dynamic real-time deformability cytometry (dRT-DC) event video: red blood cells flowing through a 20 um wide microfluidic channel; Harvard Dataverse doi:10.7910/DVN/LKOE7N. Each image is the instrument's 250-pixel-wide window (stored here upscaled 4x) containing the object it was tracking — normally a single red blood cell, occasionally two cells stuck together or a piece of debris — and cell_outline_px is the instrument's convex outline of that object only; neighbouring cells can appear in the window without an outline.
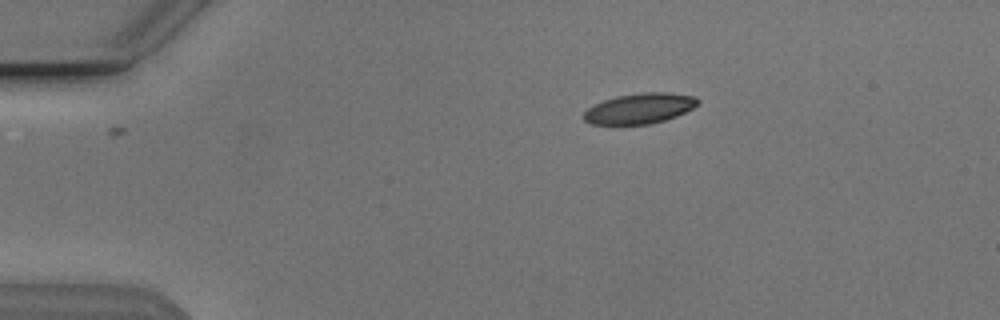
{"species": "Egyptian fruit bat (a non-hibernating species)", "species_latin": "Rousettus aegyptiacus", "temperature_condition": "cold", "stored_images_in_passage": 44, "camera_frame_rate_fps": 3000, "um_per_image_px": 0.085, "animal": {"sex": "male"}, "frame": {"image": 1, "passage_image": 1, "time_ms": 0.0, "image_size_px": [1000, 320], "cell_outline_px": [[700, 104], [676, 116], [664, 120], [648, 124], [592, 124], [584, 120], [584, 112], [588, 108], [604, 100], [616, 96], [644, 92], [664, 92], [696, 96], [700, 100]], "centroid_in_image_um": [54.4, 9.21], "position_along_channel_um": 30.6, "area_um2": 20.06}}
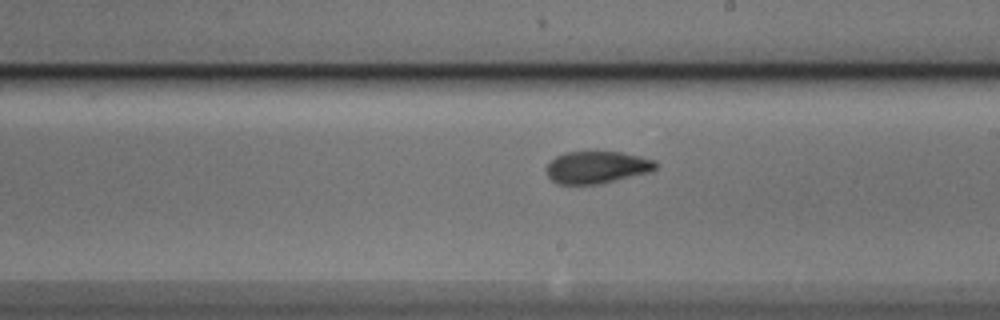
{"frame": {"image": 2, "passage_image": 22, "time_ms": 7.0, "image_size_px": [1000, 320], "cell_outline_px": [[656, 168], [648, 172], [596, 184], [560, 184], [552, 180], [548, 176], [544, 168], [556, 156], [564, 152], [596, 148], [620, 152], [640, 156], [656, 160]], "centroid_in_image_um": [50.68, 14.15], "position_along_channel_um": 238.3, "area_um2": 21.04}}
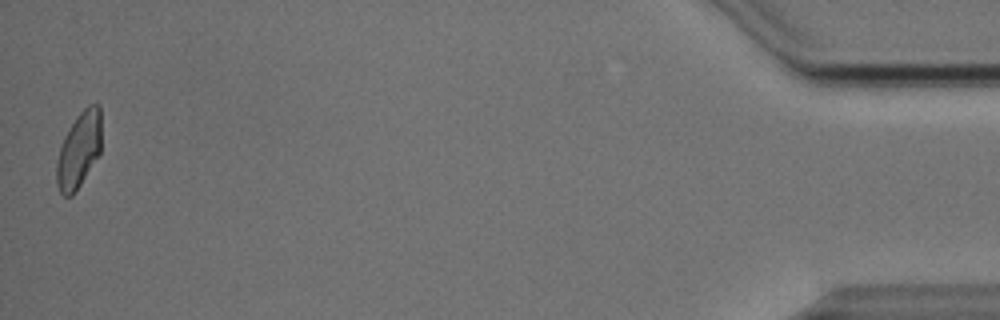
{"frame": {"image": 3, "passage_image": 44, "time_ms": 14.333, "image_size_px": [1000, 320], "cell_outline_px": [[100, 152], [80, 184], [72, 196], [64, 196], [60, 192], [56, 184], [56, 164], [60, 148], [64, 136], [76, 116], [88, 104], [100, 104]], "centroid_in_image_um": [6.69, 12.73], "position_along_channel_um": 428.5, "area_um2": 19.54}, "authors_computed_cell_mechanics": {"area_um2": 20.4323, "velocity_mm_per_s": 3.8355, "shape_relaxation_time_tau1_ms": 6.5456, "shape_relaxation_time_tau2_ms": 1.6803, "deformation_change_tau1": 0.1731, "deformation_change_tau2": 0.0619}}